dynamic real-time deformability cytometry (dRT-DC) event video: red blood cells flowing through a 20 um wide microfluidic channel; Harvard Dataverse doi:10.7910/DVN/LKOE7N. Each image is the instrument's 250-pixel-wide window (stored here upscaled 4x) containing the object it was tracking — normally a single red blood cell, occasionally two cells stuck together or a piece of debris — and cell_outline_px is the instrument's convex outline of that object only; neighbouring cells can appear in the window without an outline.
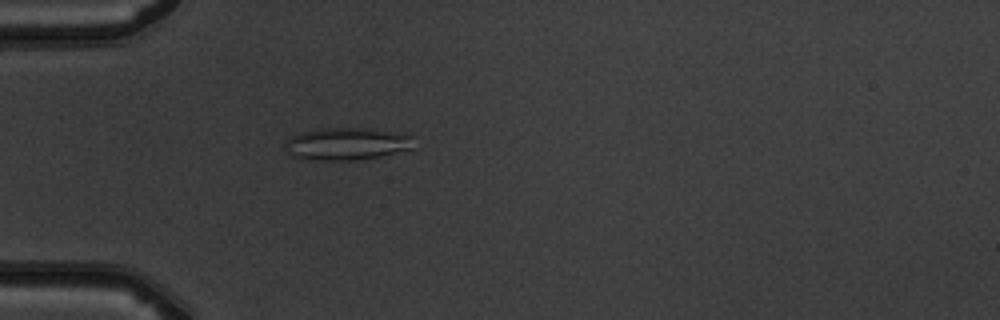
{"species": "common noctule bat (a hibernating species)", "species_latin": "Nyctalus noctula", "temperature_condition": "warm", "stored_images_in_passage": 5, "camera_frame_rate_fps": 3000, "um_per_image_px": 0.085, "animal": {"sex": "male", "body_mass_g": 19.5, "forearm_length_mm": 54.6}, "frame": {"image": 1, "passage_image": 5, "time_ms": 4.667, "image_size_px": [1000, 320], "cell_outline_px": [[416, 136], [412, 148], [380, 156], [356, 160], [300, 160], [292, 156], [284, 144], [292, 136], [304, 132], [324, 128], [368, 128]], "centroid_in_image_um": [29.48, 12.23], "position_along_channel_um": 55.5, "area_um2": 24.22}}